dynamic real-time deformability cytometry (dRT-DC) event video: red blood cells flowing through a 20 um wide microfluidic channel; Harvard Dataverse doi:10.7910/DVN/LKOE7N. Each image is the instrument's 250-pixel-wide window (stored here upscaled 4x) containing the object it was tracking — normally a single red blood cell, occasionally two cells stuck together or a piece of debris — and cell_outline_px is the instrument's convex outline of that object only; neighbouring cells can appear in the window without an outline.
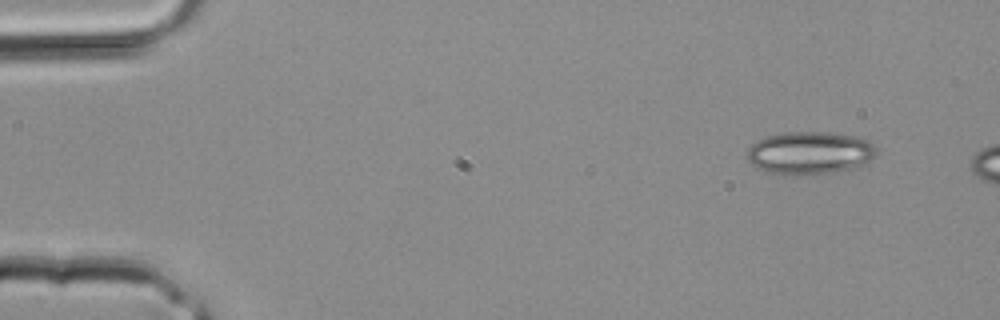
{"species": "common noctule bat (a hibernating species)", "species_latin": "Nyctalus noctula", "temperature_condition": "room temperature", "stored_images_in_passage": 3, "camera_frame_rate_fps": 3000, "um_per_image_px": 0.085, "animal": {"sex": "male", "body_mass_g": 20.4}, "frame": {"image": 1, "passage_image": 1, "time_ms": 0.0, "image_size_px": [1000, 320], "cell_outline_px": [[876, 152], [868, 164], [856, 168], [836, 172], [800, 176], [764, 172], [752, 164], [748, 160], [748, 148], [752, 144], [768, 136], [784, 132], [828, 132], [860, 136], [872, 140], [876, 144]], "centroid_in_image_um": [68.91, 13.01], "position_along_channel_um": 16.1, "area_um2": 32.95}}